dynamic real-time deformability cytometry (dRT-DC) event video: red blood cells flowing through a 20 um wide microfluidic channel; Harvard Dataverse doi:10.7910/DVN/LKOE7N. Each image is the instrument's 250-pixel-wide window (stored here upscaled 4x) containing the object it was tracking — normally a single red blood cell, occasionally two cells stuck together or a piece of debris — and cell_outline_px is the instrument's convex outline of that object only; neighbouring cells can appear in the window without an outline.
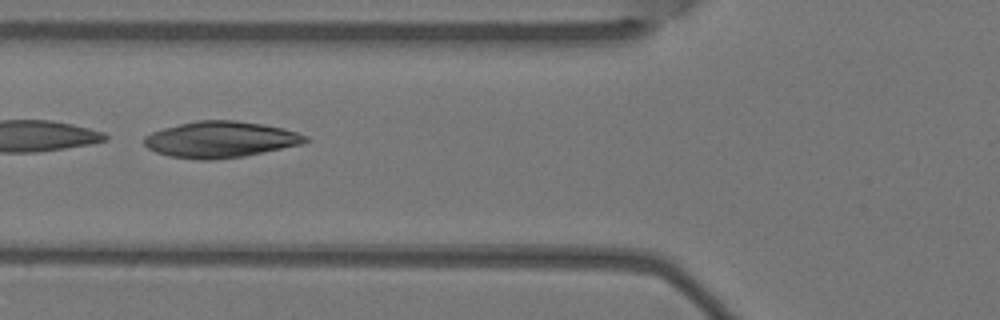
{"species": "Egyptian fruit bat (a non-hibernating species)", "species_latin": "Rousettus aegyptiacus", "temperature_condition": "warm", "stored_images_in_passage": 9, "camera_frame_rate_fps": 3000, "um_per_image_px": 0.085, "animal": {"sex": "female"}, "frame": {"image": 1, "passage_image": 6, "time_ms": 1.667, "image_size_px": [1000, 320], "cell_outline_px": [[312, 140], [304, 144], [244, 156], [212, 160], [200, 160], [168, 156], [156, 152], [148, 148], [144, 144], [144, 136], [152, 132], [164, 128], [196, 120], [236, 120], [264, 124], [284, 128], [308, 136]], "centroid_in_image_um": [18.79, 11.86], "position_along_channel_um": 107.0, "area_um2": 34.28}}
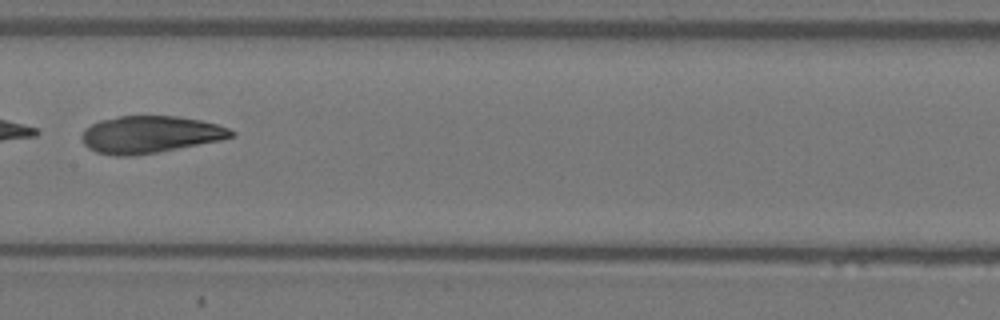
{"frame": {"image": 2, "passage_image": 8, "time_ms": 2.333, "image_size_px": [1000, 320], "cell_outline_px": [[236, 136], [220, 140], [156, 152], [132, 156], [112, 156], [96, 152], [88, 148], [84, 144], [80, 136], [84, 128], [100, 120], [120, 116], [180, 116], [200, 120], [216, 124], [228, 128], [236, 132]], "centroid_in_image_um": [12.73, 11.43], "position_along_channel_um": 194.7, "area_um2": 32.37}}
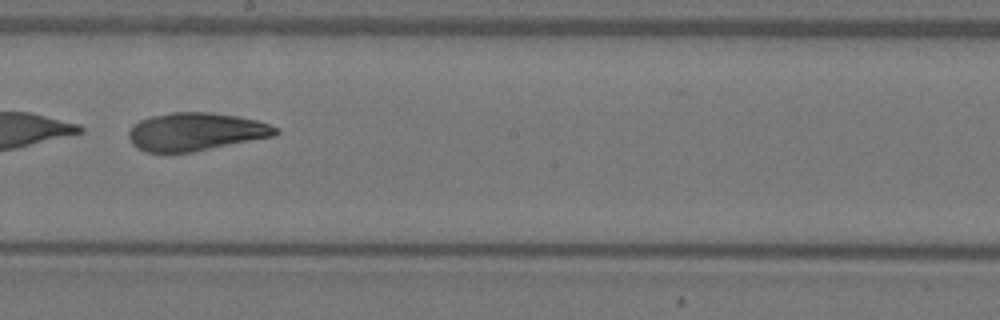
{"frame": {"image": 3, "passage_image": 9, "time_ms": 2.667, "image_size_px": [1000, 320], "cell_outline_px": [[280, 132], [276, 136], [196, 152], [144, 152], [132, 144], [128, 136], [128, 132], [140, 120], [152, 116], [172, 112], [212, 112], [236, 116], [256, 120], [280, 128]], "centroid_in_image_um": [16.69, 11.21], "position_along_channel_um": 231.5, "area_um2": 32.77}}